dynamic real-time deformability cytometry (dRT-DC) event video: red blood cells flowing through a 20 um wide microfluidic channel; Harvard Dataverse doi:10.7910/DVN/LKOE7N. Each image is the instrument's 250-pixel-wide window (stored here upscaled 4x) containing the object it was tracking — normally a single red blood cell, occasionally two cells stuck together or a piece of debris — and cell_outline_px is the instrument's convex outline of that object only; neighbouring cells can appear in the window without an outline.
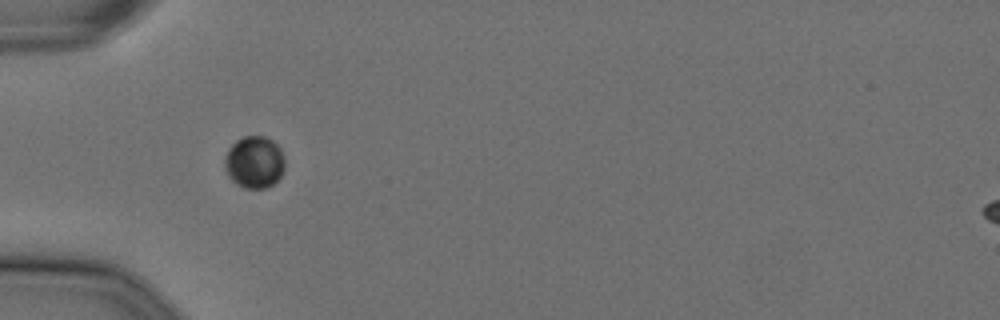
{"species": "Egyptian fruit bat (a non-hibernating species)", "species_latin": "Rousettus aegyptiacus", "temperature_condition": "cold", "stored_images_in_passage": 39, "camera_frame_rate_fps": 3000, "um_per_image_px": 0.085, "animal": {"sex": "female"}, "frame": {"image": 1, "passage_image": 1, "time_ms": 0.0, "image_size_px": [1000, 320], "cell_outline_px": [[284, 168], [280, 176], [268, 188], [244, 188], [236, 184], [228, 176], [224, 168], [224, 156], [228, 148], [236, 140], [244, 136], [264, 136], [272, 140], [280, 148], [284, 156]], "centroid_in_image_um": [21.59, 13.78], "position_along_channel_um": 63.4, "area_um2": 18.44}}
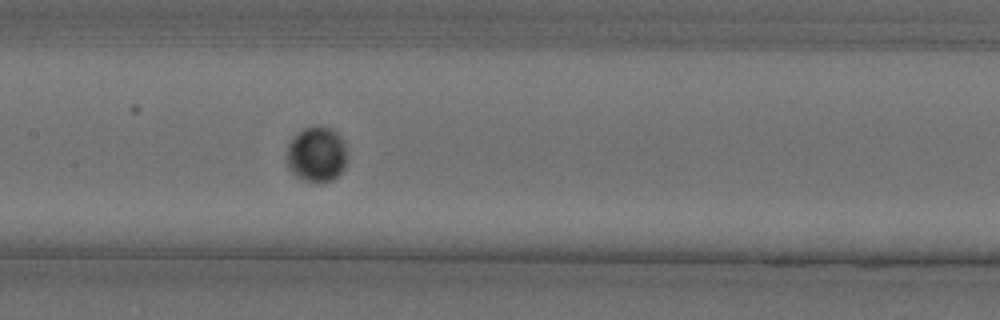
{"frame": {"image": 2, "passage_image": 11, "time_ms": 3.333, "image_size_px": [1000, 320], "cell_outline_px": [[344, 168], [332, 180], [320, 184], [304, 180], [296, 176], [288, 168], [284, 156], [288, 144], [304, 128], [328, 128], [336, 132], [344, 144]], "centroid_in_image_um": [26.84, 13.18], "position_along_channel_um": 180.6, "area_um2": 19.07}}
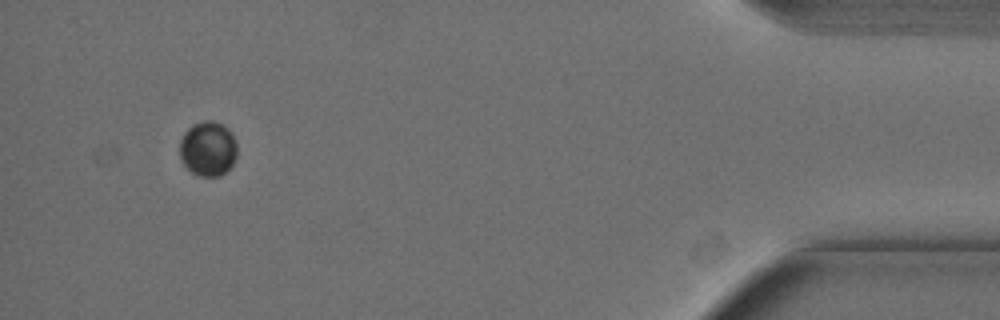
{"frame": {"image": 3, "passage_image": 36, "time_ms": 11.667, "image_size_px": [1000, 320], "cell_outline_px": [[236, 156], [232, 164], [220, 176], [200, 176], [192, 172], [180, 160], [180, 140], [184, 132], [192, 124], [204, 120], [212, 120], [228, 128], [232, 132], [236, 144]], "centroid_in_image_um": [17.66, 12.62], "position_along_channel_um": 417.5, "area_um2": 18.32}}